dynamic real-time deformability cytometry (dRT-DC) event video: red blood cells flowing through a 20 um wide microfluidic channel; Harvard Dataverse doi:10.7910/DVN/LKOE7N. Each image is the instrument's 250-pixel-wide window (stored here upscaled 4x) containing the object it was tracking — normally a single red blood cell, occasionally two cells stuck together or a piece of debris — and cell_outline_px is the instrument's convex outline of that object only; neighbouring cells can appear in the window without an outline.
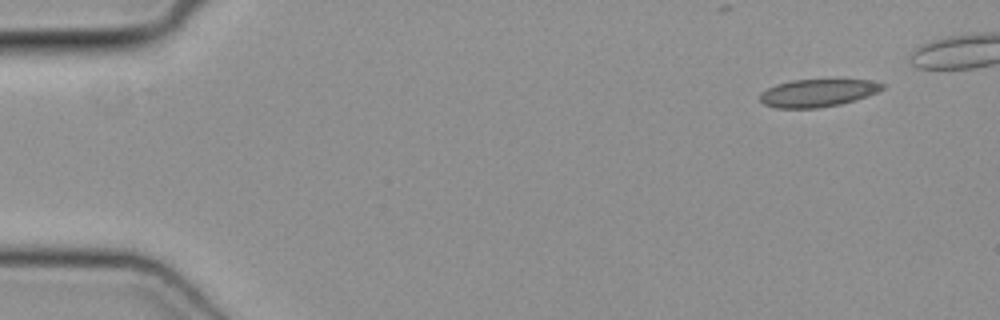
{"species": "common noctule bat (a hibernating species)", "species_latin": "Nyctalus noctula", "temperature_condition": "cold", "stored_images_in_passage": 41, "camera_frame_rate_fps": 3000, "um_per_image_px": 0.085, "animal": {"sex": "female", "body_mass_g": 19.3, "forearm_length_mm": 54.1}, "frame": {"image": 1, "passage_image": 1, "time_ms": 0.0, "image_size_px": [1000, 320], "cell_outline_px": [[884, 88], [868, 96], [856, 100], [840, 104], [816, 108], [776, 108], [764, 104], [760, 100], [760, 92], [776, 84], [792, 80], [872, 80], [884, 84]], "centroid_in_image_um": [69.49, 7.9], "position_along_channel_um": 15.5, "area_um2": 19.65}}
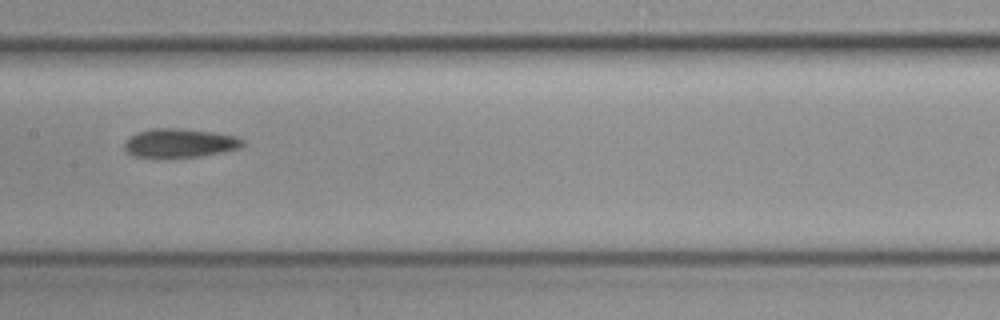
{"frame": {"image": 2, "passage_image": 22, "time_ms": 7.0, "image_size_px": [1000, 320], "cell_outline_px": [[244, 144], [236, 148], [220, 152], [200, 156], [164, 160], [152, 160], [136, 156], [128, 152], [124, 148], [124, 144], [136, 132], [152, 128], [180, 128], [212, 132], [236, 136], [244, 140]], "centroid_in_image_um": [15.21, 12.19], "position_along_channel_um": 192.2, "area_um2": 20.35}}
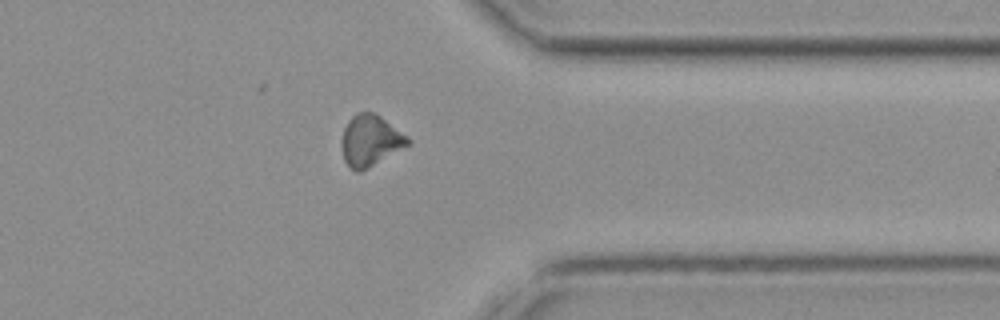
{"frame": {"image": 3, "passage_image": 36, "time_ms": 11.667, "image_size_px": [1000, 320], "cell_outline_px": [[412, 140], [408, 144], [368, 168], [360, 172], [356, 172], [344, 160], [340, 144], [344, 128], [348, 120], [356, 112], [376, 112], [408, 136]], "centroid_in_image_um": [31.45, 11.92], "position_along_channel_um": 379.9, "area_um2": 19.71}}